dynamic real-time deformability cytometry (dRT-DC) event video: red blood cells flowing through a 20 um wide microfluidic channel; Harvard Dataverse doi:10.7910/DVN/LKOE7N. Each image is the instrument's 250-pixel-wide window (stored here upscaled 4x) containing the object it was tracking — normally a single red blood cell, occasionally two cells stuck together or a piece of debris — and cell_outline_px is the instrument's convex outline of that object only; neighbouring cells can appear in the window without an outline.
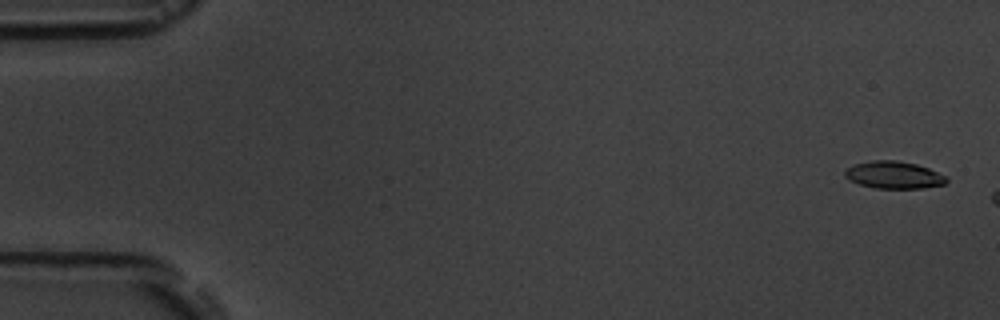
{"species": "common noctule bat (a hibernating species)", "species_latin": "Nyctalus noctula", "temperature_condition": "room temperature", "stored_images_in_passage": 4, "camera_frame_rate_fps": 3000, "um_per_image_px": 0.085, "animal": {"sex": "male", "body_mass_g": 19.5, "forearm_length_mm": 54.6}, "frame": {"image": 1, "passage_image": 1, "time_ms": 0.0, "image_size_px": [1000, 320], "cell_outline_px": [[948, 180], [944, 184], [924, 188], [876, 188], [860, 184], [844, 176], [844, 172], [848, 168], [856, 164], [872, 160], [896, 160], [916, 164], [928, 168], [948, 176]], "centroid_in_image_um": [76.02, 14.87], "position_along_channel_um": 9.0, "area_um2": 16.01}}